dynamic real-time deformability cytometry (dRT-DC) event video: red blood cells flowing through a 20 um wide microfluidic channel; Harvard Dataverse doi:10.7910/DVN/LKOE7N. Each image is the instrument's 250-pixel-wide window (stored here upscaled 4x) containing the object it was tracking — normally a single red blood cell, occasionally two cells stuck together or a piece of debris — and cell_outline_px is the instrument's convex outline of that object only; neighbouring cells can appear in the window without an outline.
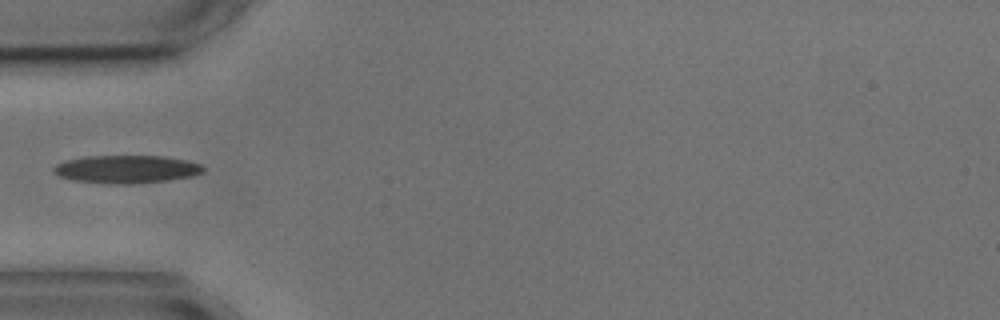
{"species": "common noctule bat (a hibernating species)", "species_latin": "Nyctalus noctula", "temperature_condition": "cold", "stored_images_in_passage": 6, "camera_frame_rate_fps": 3000, "um_per_image_px": 0.085, "animal": {"sex": "male", "body_mass_g": 17.9, "forearm_length_mm": 54.2}, "frame": {"image": 1, "passage_image": 3, "time_ms": 2.333, "image_size_px": [1000, 320], "cell_outline_px": [[204, 172], [192, 176], [168, 180], [132, 184], [104, 184], [72, 180], [60, 176], [52, 172], [52, 168], [56, 164], [68, 160], [88, 156], [164, 156], [188, 160], [200, 164], [204, 168]], "centroid_in_image_um": [10.75, 14.39], "position_along_channel_um": 74.3, "area_um2": 24.51}}